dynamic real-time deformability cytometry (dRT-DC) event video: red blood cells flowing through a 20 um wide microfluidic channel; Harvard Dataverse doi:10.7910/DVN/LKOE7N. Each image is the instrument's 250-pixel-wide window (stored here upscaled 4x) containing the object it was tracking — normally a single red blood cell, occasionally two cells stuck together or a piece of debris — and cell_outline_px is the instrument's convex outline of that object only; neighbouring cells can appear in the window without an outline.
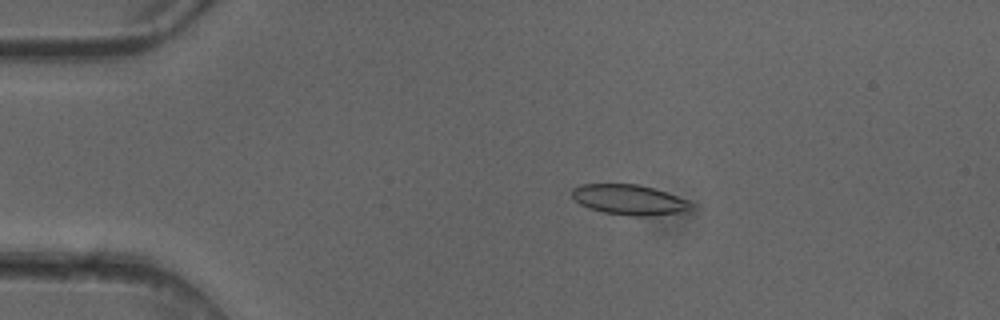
{"species": "common noctule bat (a hibernating species)", "species_latin": "Nyctalus noctula", "temperature_condition": "cold", "stored_images_in_passage": 4, "camera_frame_rate_fps": 3000, "um_per_image_px": 0.085, "animal": {"sex": "female"}, "frame": {"image": 1, "passage_image": 2, "time_ms": 0.333, "image_size_px": [1000, 320], "cell_outline_px": [[696, 208], [688, 212], [648, 216], [632, 216], [604, 212], [588, 208], [580, 204], [572, 196], [572, 188], [580, 184], [640, 184], [688, 200], [696, 204]], "centroid_in_image_um": [53.55, 16.99], "position_along_channel_um": 31.4, "area_um2": 21.21}}
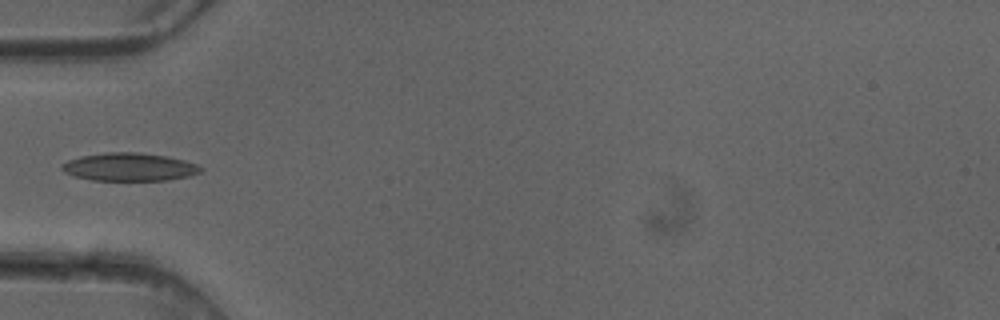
{"frame": {"image": 2, "passage_image": 4, "time_ms": 1.0, "image_size_px": [1000, 320], "cell_outline_px": [[204, 168], [200, 172], [188, 176], [164, 180], [92, 180], [76, 176], [64, 172], [60, 168], [60, 164], [68, 160], [80, 156], [104, 152], [140, 152], [164, 156], [184, 160], [196, 164]], "centroid_in_image_um": [10.95, 14.18], "position_along_channel_um": 74.0, "area_um2": 22.6}}